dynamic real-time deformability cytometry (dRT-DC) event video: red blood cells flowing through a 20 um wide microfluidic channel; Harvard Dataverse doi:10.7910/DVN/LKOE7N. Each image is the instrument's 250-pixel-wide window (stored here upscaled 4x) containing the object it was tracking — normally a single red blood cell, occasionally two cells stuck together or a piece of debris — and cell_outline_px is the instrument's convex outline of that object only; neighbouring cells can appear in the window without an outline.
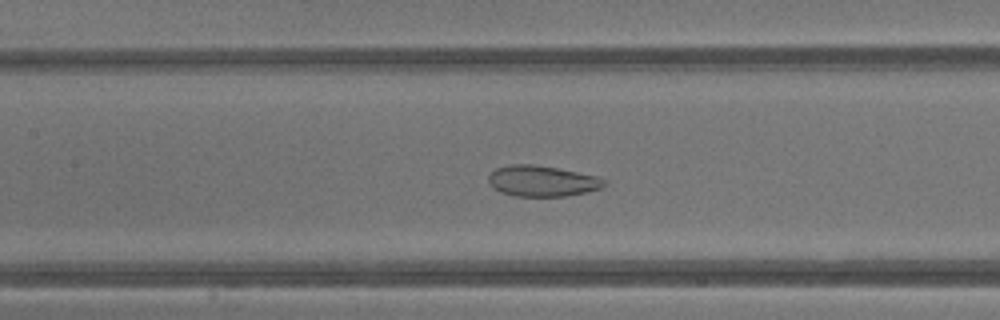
{"species": "common noctule bat (a hibernating species)", "species_latin": "Nyctalus noctula", "temperature_condition": "warm", "stored_images_in_passage": 44, "camera_frame_rate_fps": 3000, "um_per_image_px": 0.085, "animal": {"sex": "male", "body_mass_g": 13.3}, "frame": {"image": 1, "passage_image": 21, "time_ms": 6.667, "image_size_px": [1000, 320], "cell_outline_px": [[608, 184], [600, 188], [584, 192], [564, 196], [516, 196], [500, 192], [492, 188], [488, 180], [488, 176], [496, 168], [508, 164], [532, 164], [556, 168], [596, 176], [608, 180]], "centroid_in_image_um": [46.06, 15.38], "position_along_channel_um": 161.3, "area_um2": 20.75}}
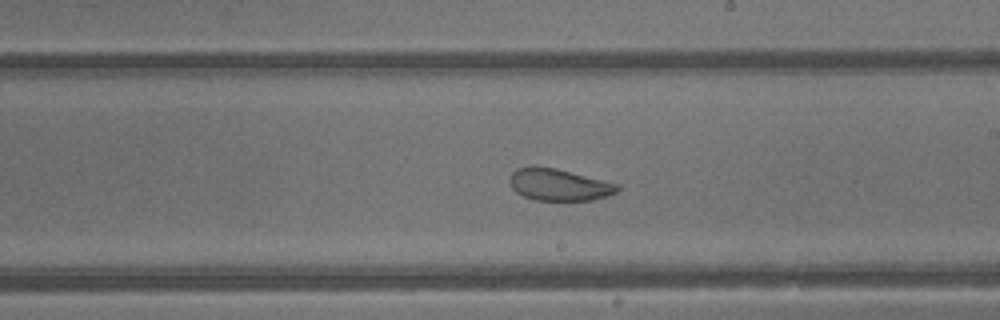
{"frame": {"image": 2, "passage_image": 26, "time_ms": 8.333, "image_size_px": [1000, 320], "cell_outline_px": [[620, 188], [616, 192], [592, 200], [536, 200], [524, 196], [516, 192], [512, 188], [508, 180], [512, 172], [516, 168], [556, 168], [620, 184]], "centroid_in_image_um": [47.52, 15.71], "position_along_channel_um": 241.5, "area_um2": 19.65}}
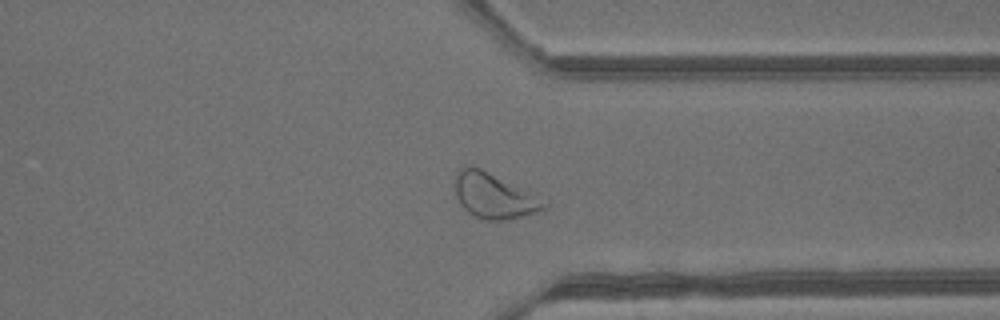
{"frame": {"image": 3, "passage_image": 34, "time_ms": 11.0, "image_size_px": [1000, 320], "cell_outline_px": [[548, 208], [536, 212], [520, 216], [500, 220], [488, 220], [476, 216], [468, 212], [460, 204], [456, 196], [456, 172], [460, 168], [480, 168], [548, 204]], "centroid_in_image_um": [41.92, 16.68], "position_along_channel_um": 369.5, "area_um2": 22.02}, "authors_computed_cell_mechanics": {"area_um2": 28.2642, "velocity_mm_per_s": 4.8283, "shape_relaxation_time_tau1_ms": null, "shape_relaxation_time_tau2_ms": 1.2337, "deformation_change_tau1": null, "deformation_change_tau2": 0.0765}}